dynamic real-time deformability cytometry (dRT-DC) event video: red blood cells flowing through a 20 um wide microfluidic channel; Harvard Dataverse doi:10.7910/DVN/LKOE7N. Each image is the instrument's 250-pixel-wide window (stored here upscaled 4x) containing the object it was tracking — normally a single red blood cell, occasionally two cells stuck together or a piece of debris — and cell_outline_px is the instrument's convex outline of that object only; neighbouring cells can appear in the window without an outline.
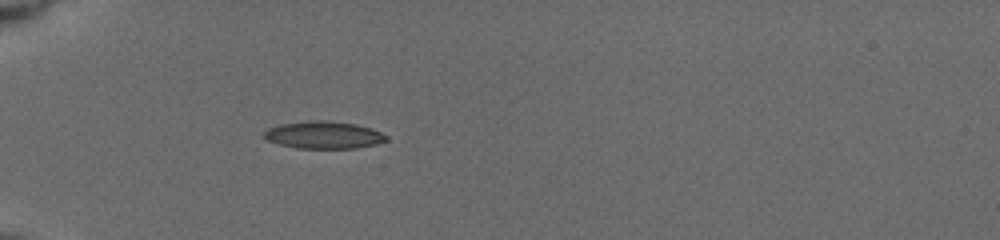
{"species": "common noctule bat (a hibernating species)", "species_latin": "Nyctalus noctula", "temperature_condition": "cold", "stored_images_in_passage": 19, "camera_frame_rate_fps": 3000, "um_per_image_px": 0.085, "animal": {"sex": "female", "body_mass_g": 19.5, "forearm_length_mm": 54.1}, "frame": {"image": 1, "passage_image": 1, "time_ms": 0.0, "image_size_px": [1000, 240], "cell_outline_px": [[388, 140], [376, 144], [356, 148], [296, 148], [280, 144], [268, 140], [264, 136], [264, 132], [268, 128], [280, 124], [308, 120], [324, 120], [356, 124], [372, 128], [388, 136]], "centroid_in_image_um": [27.53, 11.46], "position_along_channel_um": 57.5, "area_um2": 19.48}}
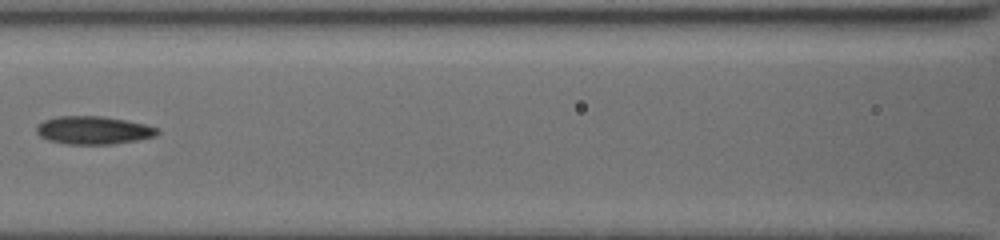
{"frame": {"image": 2, "passage_image": 9, "time_ms": 3.0, "image_size_px": [1000, 240], "cell_outline_px": [[160, 132], [156, 136], [136, 140], [112, 144], [64, 144], [48, 140], [40, 136], [36, 132], [36, 124], [44, 120], [56, 116], [100, 116], [124, 120], [144, 124], [160, 128]], "centroid_in_image_um": [7.92, 11.07], "position_along_channel_um": 158.7, "area_um2": 19.83}}
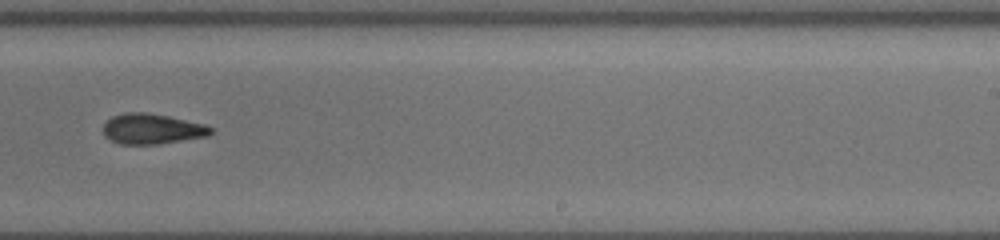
{"frame": {"image": 3, "passage_image": 17, "time_ms": 6.0, "image_size_px": [1000, 240], "cell_outline_px": [[212, 132], [208, 136], [156, 144], [120, 144], [104, 136], [104, 124], [112, 116], [124, 112], [144, 112], [168, 116], [204, 124], [212, 128]], "centroid_in_image_um": [12.9, 10.95], "position_along_channel_um": 276.1, "area_um2": 18.84}}